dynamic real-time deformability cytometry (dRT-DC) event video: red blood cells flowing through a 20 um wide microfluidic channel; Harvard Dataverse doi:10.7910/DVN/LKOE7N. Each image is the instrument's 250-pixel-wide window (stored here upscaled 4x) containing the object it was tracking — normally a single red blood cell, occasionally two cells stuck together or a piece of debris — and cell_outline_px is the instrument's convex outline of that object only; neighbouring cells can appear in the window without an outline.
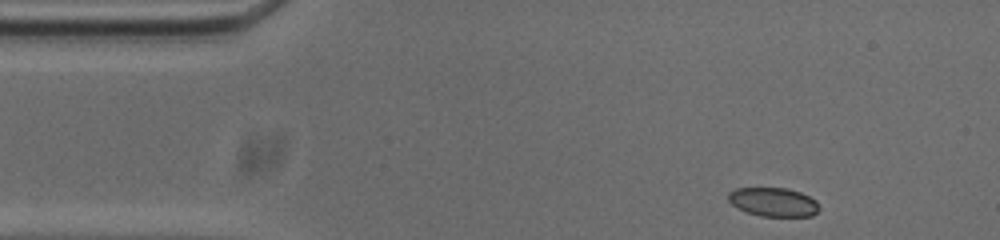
{"species": "common noctule bat (a hibernating species)", "species_latin": "Nyctalus noctula", "temperature_condition": "cold", "stored_images_in_passage": 49, "camera_frame_rate_fps": 3000, "um_per_image_px": 0.085, "animal": {"sex": "male", "body_mass_g": 20.0, "forearm_length_mm": 53.3}, "frame": {"image": 1, "passage_image": 1, "time_ms": 0.0, "image_size_px": [1000, 240], "cell_outline_px": [[820, 208], [812, 216], [760, 216], [736, 208], [728, 200], [728, 192], [736, 188], [788, 188], [800, 192], [816, 200]], "centroid_in_image_um": [65.73, 17.17], "position_along_channel_um": 19.3, "area_um2": 15.32}}
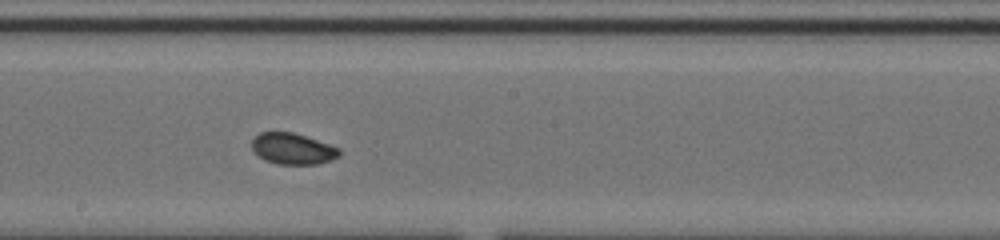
{"frame": {"image": 2, "passage_image": 23, "time_ms": 7.333, "image_size_px": [1000, 240], "cell_outline_px": [[340, 156], [332, 160], [320, 164], [276, 164], [264, 160], [252, 148], [252, 140], [260, 132], [292, 132], [340, 148]], "centroid_in_image_um": [24.9, 12.66], "position_along_channel_um": 223.3, "area_um2": 15.78}}
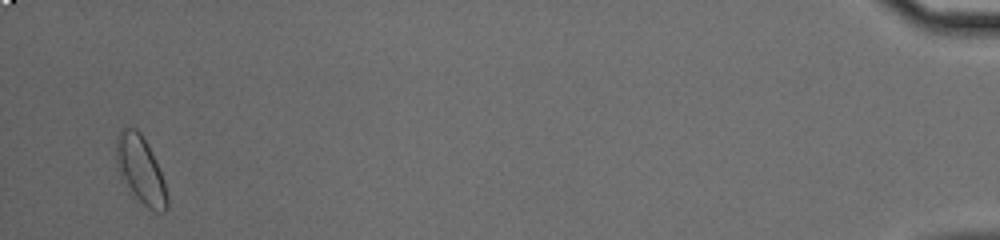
{"frame": {"image": 3, "passage_image": 47, "time_ms": 15.333, "image_size_px": [1000, 240], "cell_outline_px": [[168, 208], [164, 212], [156, 212], [148, 208], [132, 192], [120, 176], [116, 168], [116, 136], [120, 128], [136, 128], [140, 132], [148, 144], [160, 172], [168, 196]], "centroid_in_image_um": [11.93, 14.41], "position_along_channel_um": 423.3, "area_um2": 19.83}, "authors_computed_cell_mechanics": {"area_um2": 16.2418, "velocity_mm_per_s": 3.7086, "shape_relaxation_time_tau1_ms": 4.1098, "shape_relaxation_time_tau2_ms": 3.208, "deformation_change_tau1": 0.1212, "deformation_change_tau2": 0.0553}}